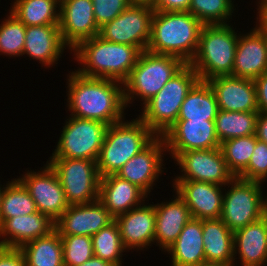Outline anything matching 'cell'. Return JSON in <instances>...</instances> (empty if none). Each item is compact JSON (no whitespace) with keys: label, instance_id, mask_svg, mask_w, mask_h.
Masks as SVG:
<instances>
[{"label":"cell","instance_id":"obj_1","mask_svg":"<svg viewBox=\"0 0 267 266\" xmlns=\"http://www.w3.org/2000/svg\"><path fill=\"white\" fill-rule=\"evenodd\" d=\"M69 116L112 125L125 119L123 83L112 79L87 77L72 71L67 75Z\"/></svg>","mask_w":267,"mask_h":266},{"label":"cell","instance_id":"obj_2","mask_svg":"<svg viewBox=\"0 0 267 266\" xmlns=\"http://www.w3.org/2000/svg\"><path fill=\"white\" fill-rule=\"evenodd\" d=\"M72 52L75 61L82 65L75 70L79 74L123 83L142 51L136 46L114 43L97 35L80 42Z\"/></svg>","mask_w":267,"mask_h":266},{"label":"cell","instance_id":"obj_3","mask_svg":"<svg viewBox=\"0 0 267 266\" xmlns=\"http://www.w3.org/2000/svg\"><path fill=\"white\" fill-rule=\"evenodd\" d=\"M203 24L188 11H154L147 50L190 64L199 46Z\"/></svg>","mask_w":267,"mask_h":266},{"label":"cell","instance_id":"obj_4","mask_svg":"<svg viewBox=\"0 0 267 266\" xmlns=\"http://www.w3.org/2000/svg\"><path fill=\"white\" fill-rule=\"evenodd\" d=\"M231 25L232 23L202 26L198 49L190 62L200 80L232 75L239 33Z\"/></svg>","mask_w":267,"mask_h":266},{"label":"cell","instance_id":"obj_5","mask_svg":"<svg viewBox=\"0 0 267 266\" xmlns=\"http://www.w3.org/2000/svg\"><path fill=\"white\" fill-rule=\"evenodd\" d=\"M156 135L137 116L107 127L97 159L100 177L116 172L132 157L144 149Z\"/></svg>","mask_w":267,"mask_h":266},{"label":"cell","instance_id":"obj_6","mask_svg":"<svg viewBox=\"0 0 267 266\" xmlns=\"http://www.w3.org/2000/svg\"><path fill=\"white\" fill-rule=\"evenodd\" d=\"M186 64L178 57L144 50L123 82L126 107L139 98L143 106ZM134 99V100H133Z\"/></svg>","mask_w":267,"mask_h":266},{"label":"cell","instance_id":"obj_7","mask_svg":"<svg viewBox=\"0 0 267 266\" xmlns=\"http://www.w3.org/2000/svg\"><path fill=\"white\" fill-rule=\"evenodd\" d=\"M199 80L193 67L186 64L142 106L138 117L156 136H163L176 122L182 102Z\"/></svg>","mask_w":267,"mask_h":266},{"label":"cell","instance_id":"obj_8","mask_svg":"<svg viewBox=\"0 0 267 266\" xmlns=\"http://www.w3.org/2000/svg\"><path fill=\"white\" fill-rule=\"evenodd\" d=\"M226 186L220 219L234 233L262 217L264 186L261 182L238 177Z\"/></svg>","mask_w":267,"mask_h":266},{"label":"cell","instance_id":"obj_9","mask_svg":"<svg viewBox=\"0 0 267 266\" xmlns=\"http://www.w3.org/2000/svg\"><path fill=\"white\" fill-rule=\"evenodd\" d=\"M47 163L57 174L70 205L98 200L100 175L97 161L72 158H49Z\"/></svg>","mask_w":267,"mask_h":266},{"label":"cell","instance_id":"obj_10","mask_svg":"<svg viewBox=\"0 0 267 266\" xmlns=\"http://www.w3.org/2000/svg\"><path fill=\"white\" fill-rule=\"evenodd\" d=\"M50 158L97 161L108 125L100 121L70 116Z\"/></svg>","mask_w":267,"mask_h":266},{"label":"cell","instance_id":"obj_11","mask_svg":"<svg viewBox=\"0 0 267 266\" xmlns=\"http://www.w3.org/2000/svg\"><path fill=\"white\" fill-rule=\"evenodd\" d=\"M154 11L151 3L132 2L115 19L100 27L98 35L107 41L147 50Z\"/></svg>","mask_w":267,"mask_h":266},{"label":"cell","instance_id":"obj_12","mask_svg":"<svg viewBox=\"0 0 267 266\" xmlns=\"http://www.w3.org/2000/svg\"><path fill=\"white\" fill-rule=\"evenodd\" d=\"M169 155L181 172V175H177L174 180L209 182L226 186L234 178L220 148L190 150Z\"/></svg>","mask_w":267,"mask_h":266},{"label":"cell","instance_id":"obj_13","mask_svg":"<svg viewBox=\"0 0 267 266\" xmlns=\"http://www.w3.org/2000/svg\"><path fill=\"white\" fill-rule=\"evenodd\" d=\"M17 178L33 198L37 210L56 222L69 207L57 174L46 162L38 172L27 171Z\"/></svg>","mask_w":267,"mask_h":266},{"label":"cell","instance_id":"obj_14","mask_svg":"<svg viewBox=\"0 0 267 266\" xmlns=\"http://www.w3.org/2000/svg\"><path fill=\"white\" fill-rule=\"evenodd\" d=\"M165 152V153H164ZM167 148L163 136H156L137 155L129 159L116 175L135 184L150 196L153 186L164 172V155Z\"/></svg>","mask_w":267,"mask_h":266},{"label":"cell","instance_id":"obj_15","mask_svg":"<svg viewBox=\"0 0 267 266\" xmlns=\"http://www.w3.org/2000/svg\"><path fill=\"white\" fill-rule=\"evenodd\" d=\"M163 138L167 153L220 148L215 120H176Z\"/></svg>","mask_w":267,"mask_h":266},{"label":"cell","instance_id":"obj_16","mask_svg":"<svg viewBox=\"0 0 267 266\" xmlns=\"http://www.w3.org/2000/svg\"><path fill=\"white\" fill-rule=\"evenodd\" d=\"M59 29L70 52L80 42L99 34L92 0H60Z\"/></svg>","mask_w":267,"mask_h":266},{"label":"cell","instance_id":"obj_17","mask_svg":"<svg viewBox=\"0 0 267 266\" xmlns=\"http://www.w3.org/2000/svg\"><path fill=\"white\" fill-rule=\"evenodd\" d=\"M114 221L115 217L99 200H96L91 203L69 205L55 222V230L59 235L92 237Z\"/></svg>","mask_w":267,"mask_h":266},{"label":"cell","instance_id":"obj_18","mask_svg":"<svg viewBox=\"0 0 267 266\" xmlns=\"http://www.w3.org/2000/svg\"><path fill=\"white\" fill-rule=\"evenodd\" d=\"M173 181V191L186 203L192 218L200 220L220 218L224 186L190 180Z\"/></svg>","mask_w":267,"mask_h":266},{"label":"cell","instance_id":"obj_19","mask_svg":"<svg viewBox=\"0 0 267 266\" xmlns=\"http://www.w3.org/2000/svg\"><path fill=\"white\" fill-rule=\"evenodd\" d=\"M267 72V36L257 25L239 34L232 76L255 80Z\"/></svg>","mask_w":267,"mask_h":266},{"label":"cell","instance_id":"obj_20","mask_svg":"<svg viewBox=\"0 0 267 266\" xmlns=\"http://www.w3.org/2000/svg\"><path fill=\"white\" fill-rule=\"evenodd\" d=\"M144 202L132 210L115 217L124 247L139 251L154 244L156 212L153 204ZM149 204V205H148Z\"/></svg>","mask_w":267,"mask_h":266},{"label":"cell","instance_id":"obj_21","mask_svg":"<svg viewBox=\"0 0 267 266\" xmlns=\"http://www.w3.org/2000/svg\"><path fill=\"white\" fill-rule=\"evenodd\" d=\"M222 111H258L257 91L254 80L232 75L207 80Z\"/></svg>","mask_w":267,"mask_h":266},{"label":"cell","instance_id":"obj_22","mask_svg":"<svg viewBox=\"0 0 267 266\" xmlns=\"http://www.w3.org/2000/svg\"><path fill=\"white\" fill-rule=\"evenodd\" d=\"M69 47L64 43L59 24L26 26L23 55L51 68ZM57 62V63H56Z\"/></svg>","mask_w":267,"mask_h":266},{"label":"cell","instance_id":"obj_23","mask_svg":"<svg viewBox=\"0 0 267 266\" xmlns=\"http://www.w3.org/2000/svg\"><path fill=\"white\" fill-rule=\"evenodd\" d=\"M55 230V222L39 211L7 219L0 226V247L19 249L24 244Z\"/></svg>","mask_w":267,"mask_h":266},{"label":"cell","instance_id":"obj_24","mask_svg":"<svg viewBox=\"0 0 267 266\" xmlns=\"http://www.w3.org/2000/svg\"><path fill=\"white\" fill-rule=\"evenodd\" d=\"M173 197L169 201L154 204L156 212L154 243L165 254L191 219L186 203L176 192Z\"/></svg>","mask_w":267,"mask_h":266},{"label":"cell","instance_id":"obj_25","mask_svg":"<svg viewBox=\"0 0 267 266\" xmlns=\"http://www.w3.org/2000/svg\"><path fill=\"white\" fill-rule=\"evenodd\" d=\"M145 198L148 199V195L142 189L116 174L100 179L98 200L114 217L148 201Z\"/></svg>","mask_w":267,"mask_h":266},{"label":"cell","instance_id":"obj_26","mask_svg":"<svg viewBox=\"0 0 267 266\" xmlns=\"http://www.w3.org/2000/svg\"><path fill=\"white\" fill-rule=\"evenodd\" d=\"M234 263L242 266H266L267 222L263 217L235 231ZM238 254L239 258H236Z\"/></svg>","mask_w":267,"mask_h":266},{"label":"cell","instance_id":"obj_27","mask_svg":"<svg viewBox=\"0 0 267 266\" xmlns=\"http://www.w3.org/2000/svg\"><path fill=\"white\" fill-rule=\"evenodd\" d=\"M206 265L235 266L234 234L219 219H202Z\"/></svg>","mask_w":267,"mask_h":266},{"label":"cell","instance_id":"obj_28","mask_svg":"<svg viewBox=\"0 0 267 266\" xmlns=\"http://www.w3.org/2000/svg\"><path fill=\"white\" fill-rule=\"evenodd\" d=\"M202 234V220L191 217L166 251L171 255L170 266H205Z\"/></svg>","mask_w":267,"mask_h":266},{"label":"cell","instance_id":"obj_29","mask_svg":"<svg viewBox=\"0 0 267 266\" xmlns=\"http://www.w3.org/2000/svg\"><path fill=\"white\" fill-rule=\"evenodd\" d=\"M218 103L207 81L199 80L181 104L177 120H215Z\"/></svg>","mask_w":267,"mask_h":266},{"label":"cell","instance_id":"obj_30","mask_svg":"<svg viewBox=\"0 0 267 266\" xmlns=\"http://www.w3.org/2000/svg\"><path fill=\"white\" fill-rule=\"evenodd\" d=\"M25 266H64L61 236L56 230L19 248Z\"/></svg>","mask_w":267,"mask_h":266},{"label":"cell","instance_id":"obj_31","mask_svg":"<svg viewBox=\"0 0 267 266\" xmlns=\"http://www.w3.org/2000/svg\"><path fill=\"white\" fill-rule=\"evenodd\" d=\"M10 12L25 26L59 24L60 0H13Z\"/></svg>","mask_w":267,"mask_h":266},{"label":"cell","instance_id":"obj_32","mask_svg":"<svg viewBox=\"0 0 267 266\" xmlns=\"http://www.w3.org/2000/svg\"><path fill=\"white\" fill-rule=\"evenodd\" d=\"M259 112H238L218 110L215 128L218 140H225L256 134V122Z\"/></svg>","mask_w":267,"mask_h":266},{"label":"cell","instance_id":"obj_33","mask_svg":"<svg viewBox=\"0 0 267 266\" xmlns=\"http://www.w3.org/2000/svg\"><path fill=\"white\" fill-rule=\"evenodd\" d=\"M37 211L33 198L17 178L4 184L0 206V226L11 217L33 214Z\"/></svg>","mask_w":267,"mask_h":266},{"label":"cell","instance_id":"obj_34","mask_svg":"<svg viewBox=\"0 0 267 266\" xmlns=\"http://www.w3.org/2000/svg\"><path fill=\"white\" fill-rule=\"evenodd\" d=\"M92 244L94 256L115 266H122V263H124L122 261L123 253L128 250L122 243L120 230L115 221L94 234L92 236Z\"/></svg>","mask_w":267,"mask_h":266},{"label":"cell","instance_id":"obj_35","mask_svg":"<svg viewBox=\"0 0 267 266\" xmlns=\"http://www.w3.org/2000/svg\"><path fill=\"white\" fill-rule=\"evenodd\" d=\"M257 137L255 134L231 138L220 143V149L229 171L238 177L248 166Z\"/></svg>","mask_w":267,"mask_h":266},{"label":"cell","instance_id":"obj_36","mask_svg":"<svg viewBox=\"0 0 267 266\" xmlns=\"http://www.w3.org/2000/svg\"><path fill=\"white\" fill-rule=\"evenodd\" d=\"M234 8L232 0H191L188 12L203 25L229 24Z\"/></svg>","mask_w":267,"mask_h":266},{"label":"cell","instance_id":"obj_37","mask_svg":"<svg viewBox=\"0 0 267 266\" xmlns=\"http://www.w3.org/2000/svg\"><path fill=\"white\" fill-rule=\"evenodd\" d=\"M0 24V55L22 57L26 26L9 11Z\"/></svg>","mask_w":267,"mask_h":266},{"label":"cell","instance_id":"obj_38","mask_svg":"<svg viewBox=\"0 0 267 266\" xmlns=\"http://www.w3.org/2000/svg\"><path fill=\"white\" fill-rule=\"evenodd\" d=\"M60 236L62 241L64 266H79L94 255L91 236Z\"/></svg>","mask_w":267,"mask_h":266},{"label":"cell","instance_id":"obj_39","mask_svg":"<svg viewBox=\"0 0 267 266\" xmlns=\"http://www.w3.org/2000/svg\"><path fill=\"white\" fill-rule=\"evenodd\" d=\"M238 178L261 183L267 182V143L259 140L256 142L248 166Z\"/></svg>","mask_w":267,"mask_h":266},{"label":"cell","instance_id":"obj_40","mask_svg":"<svg viewBox=\"0 0 267 266\" xmlns=\"http://www.w3.org/2000/svg\"><path fill=\"white\" fill-rule=\"evenodd\" d=\"M94 16L98 27L111 22L131 3V0H92Z\"/></svg>","mask_w":267,"mask_h":266},{"label":"cell","instance_id":"obj_41","mask_svg":"<svg viewBox=\"0 0 267 266\" xmlns=\"http://www.w3.org/2000/svg\"><path fill=\"white\" fill-rule=\"evenodd\" d=\"M0 266H25L20 249L0 247Z\"/></svg>","mask_w":267,"mask_h":266},{"label":"cell","instance_id":"obj_42","mask_svg":"<svg viewBox=\"0 0 267 266\" xmlns=\"http://www.w3.org/2000/svg\"><path fill=\"white\" fill-rule=\"evenodd\" d=\"M191 0H154L155 11H188Z\"/></svg>","mask_w":267,"mask_h":266},{"label":"cell","instance_id":"obj_43","mask_svg":"<svg viewBox=\"0 0 267 266\" xmlns=\"http://www.w3.org/2000/svg\"><path fill=\"white\" fill-rule=\"evenodd\" d=\"M257 91L258 112L267 113V72L254 80Z\"/></svg>","mask_w":267,"mask_h":266},{"label":"cell","instance_id":"obj_44","mask_svg":"<svg viewBox=\"0 0 267 266\" xmlns=\"http://www.w3.org/2000/svg\"><path fill=\"white\" fill-rule=\"evenodd\" d=\"M257 140L267 143V113L259 112L256 122Z\"/></svg>","mask_w":267,"mask_h":266},{"label":"cell","instance_id":"obj_45","mask_svg":"<svg viewBox=\"0 0 267 266\" xmlns=\"http://www.w3.org/2000/svg\"><path fill=\"white\" fill-rule=\"evenodd\" d=\"M257 24H267V0L257 7Z\"/></svg>","mask_w":267,"mask_h":266},{"label":"cell","instance_id":"obj_46","mask_svg":"<svg viewBox=\"0 0 267 266\" xmlns=\"http://www.w3.org/2000/svg\"><path fill=\"white\" fill-rule=\"evenodd\" d=\"M79 266H115V265L93 255L89 260H87L86 262H84Z\"/></svg>","mask_w":267,"mask_h":266},{"label":"cell","instance_id":"obj_47","mask_svg":"<svg viewBox=\"0 0 267 266\" xmlns=\"http://www.w3.org/2000/svg\"><path fill=\"white\" fill-rule=\"evenodd\" d=\"M265 195H267V193L264 194V197H263V215H262V217L267 222V196H265Z\"/></svg>","mask_w":267,"mask_h":266},{"label":"cell","instance_id":"obj_48","mask_svg":"<svg viewBox=\"0 0 267 266\" xmlns=\"http://www.w3.org/2000/svg\"><path fill=\"white\" fill-rule=\"evenodd\" d=\"M259 28H261L264 33L266 34L267 36V24H256Z\"/></svg>","mask_w":267,"mask_h":266},{"label":"cell","instance_id":"obj_49","mask_svg":"<svg viewBox=\"0 0 267 266\" xmlns=\"http://www.w3.org/2000/svg\"><path fill=\"white\" fill-rule=\"evenodd\" d=\"M132 2H137V3H153L154 0H131Z\"/></svg>","mask_w":267,"mask_h":266},{"label":"cell","instance_id":"obj_50","mask_svg":"<svg viewBox=\"0 0 267 266\" xmlns=\"http://www.w3.org/2000/svg\"><path fill=\"white\" fill-rule=\"evenodd\" d=\"M3 189H4V185L0 184V206H1V198H2Z\"/></svg>","mask_w":267,"mask_h":266},{"label":"cell","instance_id":"obj_51","mask_svg":"<svg viewBox=\"0 0 267 266\" xmlns=\"http://www.w3.org/2000/svg\"><path fill=\"white\" fill-rule=\"evenodd\" d=\"M264 1H265V0H259V1L256 3V4H258L257 7H258L260 4H262Z\"/></svg>","mask_w":267,"mask_h":266}]
</instances>
